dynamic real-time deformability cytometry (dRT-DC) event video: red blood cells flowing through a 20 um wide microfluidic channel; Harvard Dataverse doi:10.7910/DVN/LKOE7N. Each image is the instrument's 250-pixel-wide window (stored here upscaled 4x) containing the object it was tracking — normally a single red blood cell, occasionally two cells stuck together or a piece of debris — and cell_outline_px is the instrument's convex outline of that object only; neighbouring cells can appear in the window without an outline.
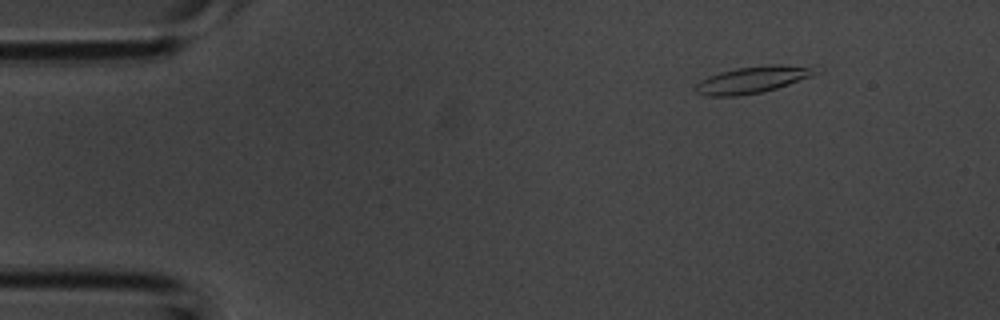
{"species": "common noctule bat (a hibernating species)", "species_latin": "Nyctalus noctula", "temperature_condition": "room temperature", "stored_images_in_passage": 40, "camera_frame_rate_fps": 3000, "um_per_image_px": 0.085, "animal": {"sex": "male", "body_mass_g": 20.1, "forearm_length_mm": 53.5}, "frame": {"image": 1, "passage_image": 2, "time_ms": 0.333, "image_size_px": [1000, 320], "cell_outline_px": [[820, 72], [812, 76], [776, 88], [760, 92], [736, 96], [704, 96], [696, 92], [696, 84], [700, 80], [708, 76], [720, 72], [736, 68], [772, 64], [816, 64]], "centroid_in_image_um": [64.07, 6.73], "position_along_channel_um": 20.9, "area_um2": 19.07}}
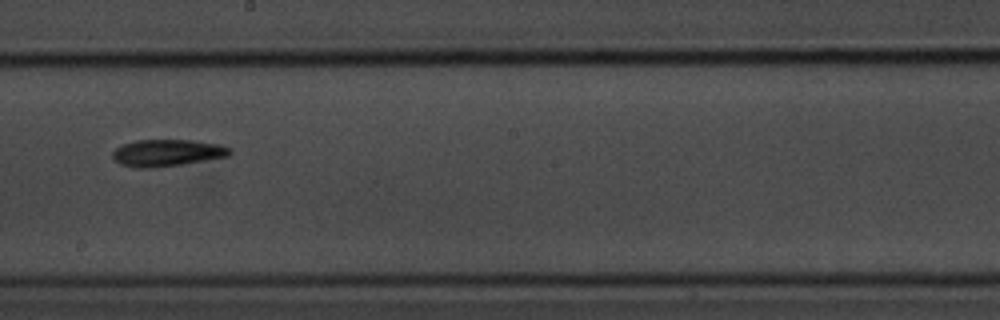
{"frame": {"image": 2, "passage_image": 21, "time_ms": 6.667, "image_size_px": [1000, 320], "cell_outline_px": [[232, 152], [228, 156], [184, 164], [148, 168], [140, 168], [120, 164], [112, 156], [112, 152], [116, 148], [124, 144], [136, 140], [192, 140], [220, 144], [232, 148]], "centroid_in_image_um": [14.24, 12.98], "position_along_channel_um": 234.0, "area_um2": 18.32}}
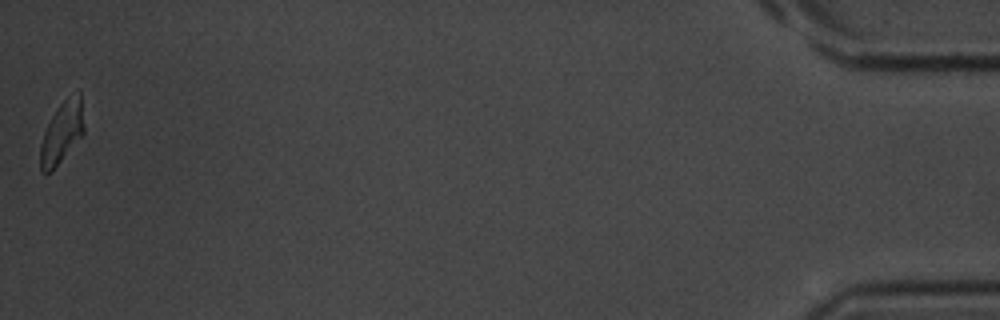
{"frame": {"image": 3, "passage_image": 40, "time_ms": 13.0, "image_size_px": [1000, 320], "cell_outline_px": [[84, 132], [52, 172], [40, 172], [40, 144], [44, 132], [56, 108], [68, 96], [80, 92], [84, 124]], "centroid_in_image_um": [5.24, 11.28], "position_along_channel_um": 430.0, "area_um2": 15.55}}